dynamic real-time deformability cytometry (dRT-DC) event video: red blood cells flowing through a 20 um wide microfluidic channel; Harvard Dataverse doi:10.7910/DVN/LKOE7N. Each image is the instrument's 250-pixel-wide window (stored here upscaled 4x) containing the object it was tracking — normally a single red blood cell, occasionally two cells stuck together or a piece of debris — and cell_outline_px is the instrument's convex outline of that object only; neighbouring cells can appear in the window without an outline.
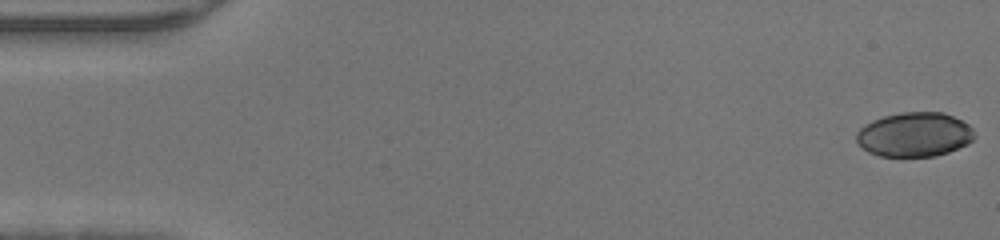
{"species": "human", "species_latin": "Homo sapiens", "temperature_condition": "warm", "stored_images_in_passage": 14, "camera_frame_rate_fps": 3000, "um_per_image_px": 0.085, "donor": {"sex": "male"}, "frame": {"image": 1, "passage_image": 1, "time_ms": 0.0, "image_size_px": [1000, 240], "cell_outline_px": [[976, 136], [968, 144], [948, 152], [936, 156], [880, 156], [868, 152], [856, 140], [856, 132], [864, 124], [872, 120], [884, 116], [900, 112], [944, 112], [968, 124], [972, 128]], "centroid_in_image_um": [77.73, 11.43], "position_along_channel_um": 7.3, "area_um2": 30.58}}